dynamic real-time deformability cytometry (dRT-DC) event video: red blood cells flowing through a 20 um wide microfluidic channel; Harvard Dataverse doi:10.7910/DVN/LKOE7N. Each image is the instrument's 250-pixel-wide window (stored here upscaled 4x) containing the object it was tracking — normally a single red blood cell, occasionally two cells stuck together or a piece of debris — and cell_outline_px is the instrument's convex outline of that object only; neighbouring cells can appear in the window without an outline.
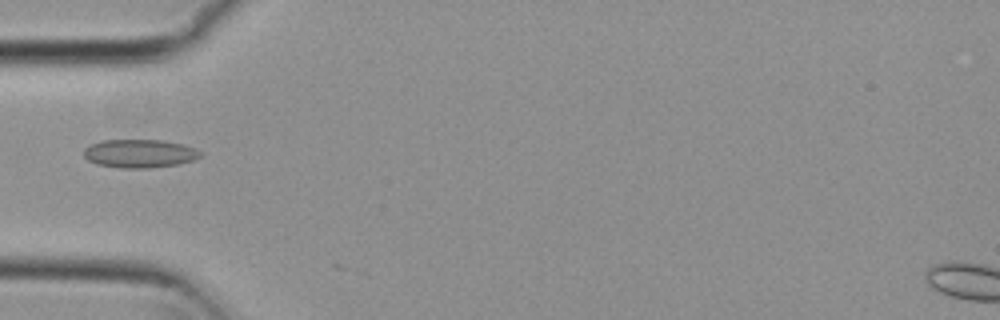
{"species": "common noctule bat (a hibernating species)", "species_latin": "Nyctalus noctula", "temperature_condition": "cold", "stored_images_in_passage": 5, "camera_frame_rate_fps": 3000, "um_per_image_px": 0.085, "animal": {"sex": "female", "body_mass_g": 29.2, "forearm_length_mm": 56.3}, "frame": {"image": 1, "passage_image": 3, "time_ms": 0.667, "image_size_px": [1000, 320], "cell_outline_px": [[204, 152], [200, 156], [192, 160], [176, 164], [148, 168], [120, 168], [96, 164], [88, 160], [84, 156], [84, 148], [88, 144], [100, 140], [164, 140], [184, 144], [196, 148]], "centroid_in_image_um": [11.85, 13.03], "position_along_channel_um": 73.2, "area_um2": 19.48}}
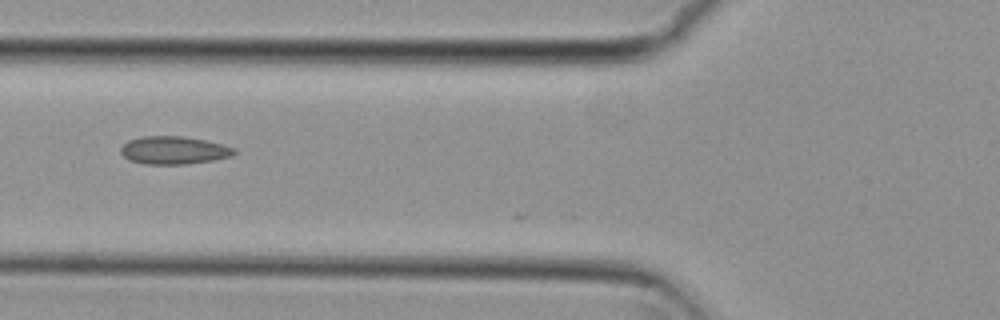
{"frame": {"image": 2, "passage_image": 4, "time_ms": 1.0, "image_size_px": [1000, 320], "cell_outline_px": [[236, 152], [232, 156], [212, 160], [188, 164], [144, 164], [128, 160], [120, 152], [120, 148], [128, 140], [140, 136], [184, 136], [224, 144], [236, 148]], "centroid_in_image_um": [14.77, 12.77], "position_along_channel_um": 111.0, "area_um2": 18.61}}